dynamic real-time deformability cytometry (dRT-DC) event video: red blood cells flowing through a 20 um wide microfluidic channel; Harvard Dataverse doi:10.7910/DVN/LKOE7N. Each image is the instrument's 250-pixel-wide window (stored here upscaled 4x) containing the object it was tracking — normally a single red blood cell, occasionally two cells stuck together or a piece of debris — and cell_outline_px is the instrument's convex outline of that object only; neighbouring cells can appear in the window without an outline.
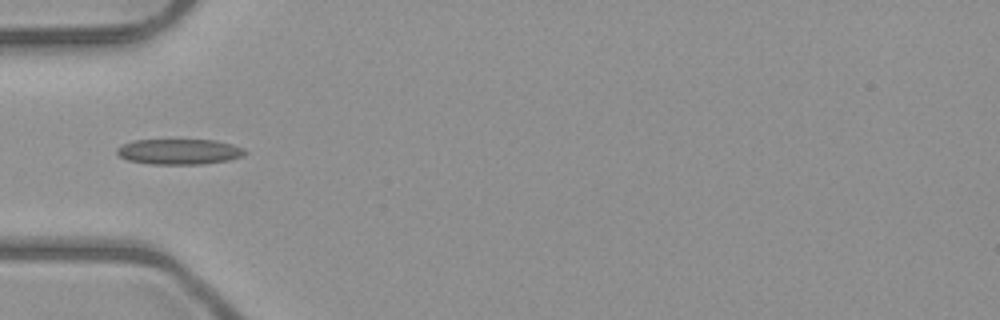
{"species": "common noctule bat (a hibernating species)", "species_latin": "Nyctalus noctula", "temperature_condition": "room temperature", "stored_images_in_passage": 1, "camera_frame_rate_fps": 3000, "um_per_image_px": 0.085, "animal": {"sex": "male", "body_mass_g": 23.1, "forearm_length_mm": 52.7}, "frame": {"image": 1, "passage_image": 1, "time_ms": 0.0, "image_size_px": [1000, 320], "cell_outline_px": [[248, 152], [244, 156], [228, 160], [204, 164], [148, 164], [128, 160], [120, 156], [116, 152], [116, 148], [124, 144], [136, 140], [216, 140], [232, 144], [244, 148]], "centroid_in_image_um": [15.27, 12.89], "position_along_channel_um": 69.7, "area_um2": 19.07}}